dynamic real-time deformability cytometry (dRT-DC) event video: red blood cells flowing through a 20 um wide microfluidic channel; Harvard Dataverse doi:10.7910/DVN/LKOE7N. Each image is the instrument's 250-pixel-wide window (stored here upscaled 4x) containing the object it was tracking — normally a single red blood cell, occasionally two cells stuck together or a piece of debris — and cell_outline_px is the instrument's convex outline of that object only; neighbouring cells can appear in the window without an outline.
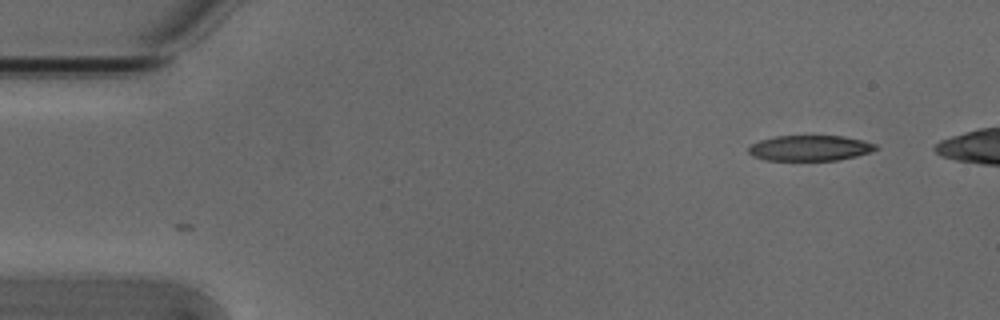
{"species": "Egyptian fruit bat (a non-hibernating species)", "species_latin": "Rousettus aegyptiacus", "temperature_condition": "cold", "stored_images_in_passage": 5, "camera_frame_rate_fps": 3000, "um_per_image_px": 0.085, "animal": {"sex": "male"}, "frame": {"image": 1, "passage_image": 1, "time_ms": 0.0, "image_size_px": [1000, 320], "cell_outline_px": [[880, 148], [872, 152], [856, 156], [836, 160], [764, 160], [752, 156], [748, 152], [748, 148], [752, 144], [760, 140], [776, 136], [840, 136], [864, 140], [876, 144]], "centroid_in_image_um": [68.86, 12.59], "position_along_channel_um": 16.1, "area_um2": 18.96}}